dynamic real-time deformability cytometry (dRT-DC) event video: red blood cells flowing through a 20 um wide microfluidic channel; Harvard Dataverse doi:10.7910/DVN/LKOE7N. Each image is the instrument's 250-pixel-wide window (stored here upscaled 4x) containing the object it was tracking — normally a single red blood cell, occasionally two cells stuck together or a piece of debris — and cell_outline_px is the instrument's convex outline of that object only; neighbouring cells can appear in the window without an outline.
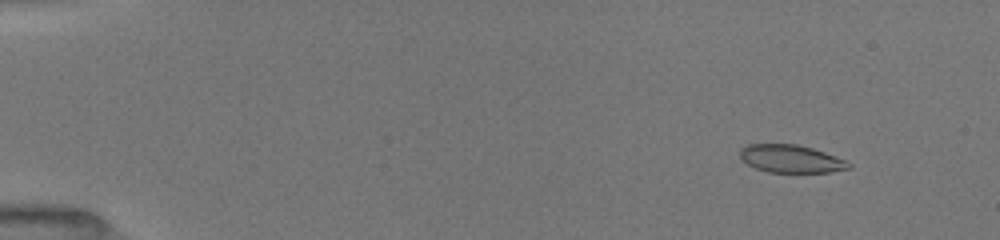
{"species": "common noctule bat (a hibernating species)", "species_latin": "Nyctalus noctula", "temperature_condition": "room temperature", "stored_images_in_passage": 22, "camera_frame_rate_fps": 3000, "um_per_image_px": 0.085, "animal": {"sex": "female", "body_mass_g": 19.5, "forearm_length_mm": 54.1}, "frame": {"image": 1, "passage_image": 3, "time_ms": 1.667, "image_size_px": [1000, 240], "cell_outline_px": [[852, 168], [832, 172], [768, 172], [756, 168], [740, 160], [740, 148], [748, 144], [796, 144], [812, 148], [824, 152], [844, 160], [852, 164]], "centroid_in_image_um": [67.21, 13.5], "position_along_channel_um": 17.8, "area_um2": 17.63}}
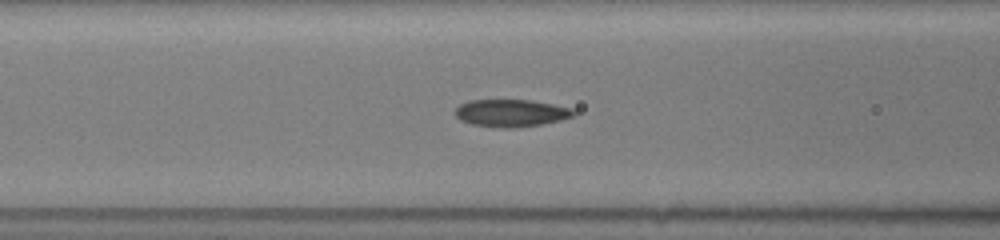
{"frame": {"image": 2, "passage_image": 17, "time_ms": 7.333, "image_size_px": [1000, 240], "cell_outline_px": [[576, 116], [560, 120], [540, 124], [512, 128], [500, 128], [472, 124], [460, 120], [452, 112], [460, 104], [468, 100], [532, 100], [572, 108], [576, 112]], "centroid_in_image_um": [43.43, 9.6], "position_along_channel_um": 123.2, "area_um2": 19.02}}
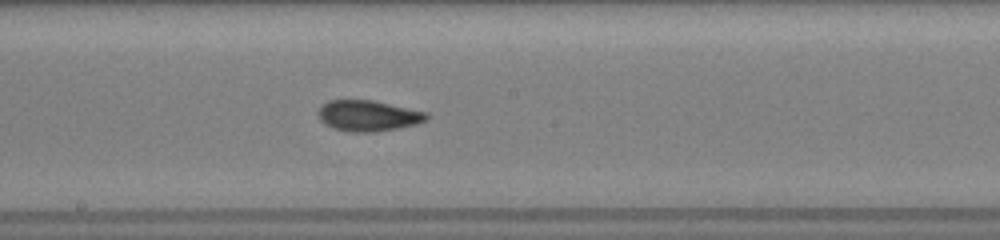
{"frame": {"image": 3, "passage_image": 22, "time_ms": 9.667, "image_size_px": [1000, 240], "cell_outline_px": [[428, 120], [416, 124], [396, 128], [372, 132], [352, 132], [332, 128], [324, 124], [320, 120], [316, 112], [320, 104], [328, 100], [372, 100], [428, 112]], "centroid_in_image_um": [31.24, 9.83], "position_along_channel_um": 217.0, "area_um2": 19.65}}